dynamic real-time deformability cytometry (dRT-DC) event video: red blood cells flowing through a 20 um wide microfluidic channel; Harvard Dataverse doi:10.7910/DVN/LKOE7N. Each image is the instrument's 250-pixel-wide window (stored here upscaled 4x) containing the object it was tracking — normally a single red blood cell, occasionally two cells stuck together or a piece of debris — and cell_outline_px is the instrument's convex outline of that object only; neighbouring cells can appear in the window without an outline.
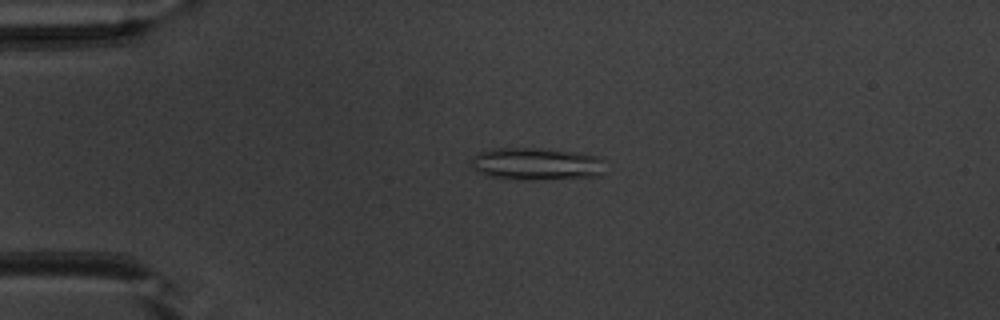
{"species": "common noctule bat (a hibernating species)", "species_latin": "Nyctalus noctula", "temperature_condition": "warm", "stored_images_in_passage": 51, "camera_frame_rate_fps": 3000, "um_per_image_px": 0.085, "animal": {"sex": "male", "body_mass_g": 20.1, "forearm_length_mm": 53.5}, "frame": {"image": 1, "passage_image": 13, "time_ms": 4.0, "image_size_px": [1000, 320], "cell_outline_px": [[604, 176], [532, 180], [524, 180], [484, 176], [472, 164], [472, 160], [476, 152], [492, 148], [540, 148], [580, 152], [596, 156], [604, 160]], "centroid_in_image_um": [45.64, 13.93], "position_along_channel_um": 39.4, "area_um2": 25.72}}
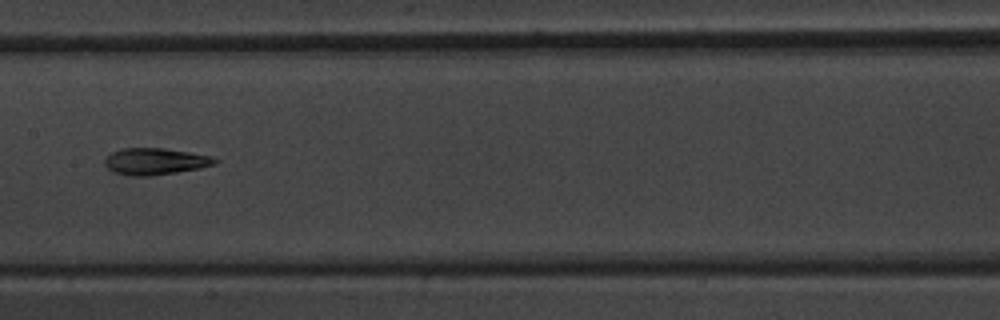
{"frame": {"image": 2, "passage_image": 27, "time_ms": 8.667, "image_size_px": [1000, 320], "cell_outline_px": [[220, 160], [216, 164], [200, 168], [176, 172], [148, 176], [128, 176], [112, 172], [104, 164], [104, 160], [112, 152], [124, 148], [164, 148], [212, 156]], "centroid_in_image_um": [13.19, 13.72], "position_along_channel_um": 194.2, "area_um2": 17.17}}
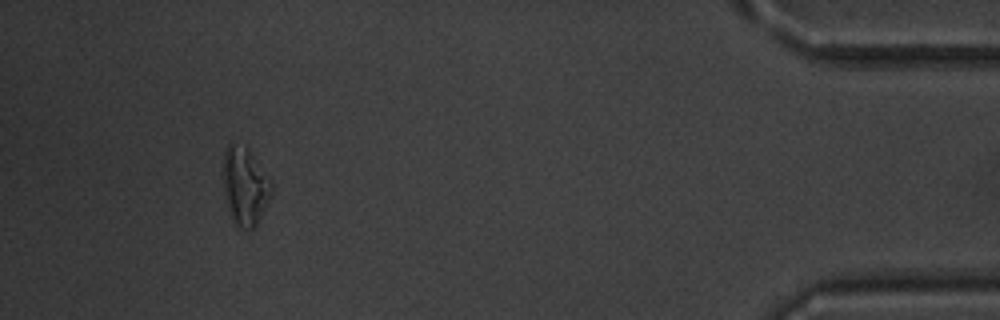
{"frame": {"image": 3, "passage_image": 48, "time_ms": 15.667, "image_size_px": [1000, 320], "cell_outline_px": [[272, 192], [268, 204], [260, 220], [252, 228], [240, 228], [232, 220], [224, 196], [220, 176], [224, 152], [228, 144], [232, 144], [248, 148], [272, 180]], "centroid_in_image_um": [20.8, 15.82], "position_along_channel_um": 414.4, "area_um2": 22.54}, "authors_computed_cell_mechanics": {"area_um2": 18.3804, "velocity_mm_per_s": 4.0095, "shape_relaxation_time_tau1_ms": null, "shape_relaxation_time_tau2_ms": 3.5633, "deformation_change_tau1": null, "deformation_change_tau2": 0.1469}}